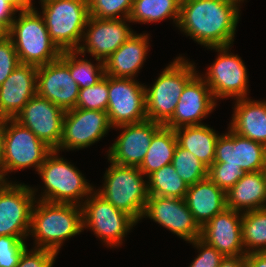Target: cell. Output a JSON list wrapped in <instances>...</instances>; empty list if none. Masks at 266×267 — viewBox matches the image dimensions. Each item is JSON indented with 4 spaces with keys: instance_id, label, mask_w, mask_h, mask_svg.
<instances>
[{
    "instance_id": "cell-35",
    "label": "cell",
    "mask_w": 266,
    "mask_h": 267,
    "mask_svg": "<svg viewBox=\"0 0 266 267\" xmlns=\"http://www.w3.org/2000/svg\"><path fill=\"white\" fill-rule=\"evenodd\" d=\"M132 3L133 0H87L89 16L98 19H128Z\"/></svg>"
},
{
    "instance_id": "cell-5",
    "label": "cell",
    "mask_w": 266,
    "mask_h": 267,
    "mask_svg": "<svg viewBox=\"0 0 266 267\" xmlns=\"http://www.w3.org/2000/svg\"><path fill=\"white\" fill-rule=\"evenodd\" d=\"M110 163L104 174V186L96 192L138 222L143 218L149 197L148 183L138 167Z\"/></svg>"
},
{
    "instance_id": "cell-17",
    "label": "cell",
    "mask_w": 266,
    "mask_h": 267,
    "mask_svg": "<svg viewBox=\"0 0 266 267\" xmlns=\"http://www.w3.org/2000/svg\"><path fill=\"white\" fill-rule=\"evenodd\" d=\"M212 165L239 166L245 173L266 169V146L231 129L217 139Z\"/></svg>"
},
{
    "instance_id": "cell-3",
    "label": "cell",
    "mask_w": 266,
    "mask_h": 267,
    "mask_svg": "<svg viewBox=\"0 0 266 267\" xmlns=\"http://www.w3.org/2000/svg\"><path fill=\"white\" fill-rule=\"evenodd\" d=\"M18 16L9 27V38L20 64L39 67L58 60L62 51L51 40L43 16L35 8Z\"/></svg>"
},
{
    "instance_id": "cell-13",
    "label": "cell",
    "mask_w": 266,
    "mask_h": 267,
    "mask_svg": "<svg viewBox=\"0 0 266 267\" xmlns=\"http://www.w3.org/2000/svg\"><path fill=\"white\" fill-rule=\"evenodd\" d=\"M25 184L9 183L0 194V236L25 240L29 236L31 212L35 193ZM35 194V195H34Z\"/></svg>"
},
{
    "instance_id": "cell-33",
    "label": "cell",
    "mask_w": 266,
    "mask_h": 267,
    "mask_svg": "<svg viewBox=\"0 0 266 267\" xmlns=\"http://www.w3.org/2000/svg\"><path fill=\"white\" fill-rule=\"evenodd\" d=\"M171 164L187 186H191L207 178L208 167L197 159L196 156L180 147L178 144Z\"/></svg>"
},
{
    "instance_id": "cell-6",
    "label": "cell",
    "mask_w": 266,
    "mask_h": 267,
    "mask_svg": "<svg viewBox=\"0 0 266 267\" xmlns=\"http://www.w3.org/2000/svg\"><path fill=\"white\" fill-rule=\"evenodd\" d=\"M52 151L14 118L3 119L0 171L5 175L29 167L38 171Z\"/></svg>"
},
{
    "instance_id": "cell-42",
    "label": "cell",
    "mask_w": 266,
    "mask_h": 267,
    "mask_svg": "<svg viewBox=\"0 0 266 267\" xmlns=\"http://www.w3.org/2000/svg\"><path fill=\"white\" fill-rule=\"evenodd\" d=\"M17 12L5 1L0 0V20L10 27ZM15 16V17H14Z\"/></svg>"
},
{
    "instance_id": "cell-39",
    "label": "cell",
    "mask_w": 266,
    "mask_h": 267,
    "mask_svg": "<svg viewBox=\"0 0 266 267\" xmlns=\"http://www.w3.org/2000/svg\"><path fill=\"white\" fill-rule=\"evenodd\" d=\"M190 243L199 249L200 253L193 260L189 267H218L221 261L225 258L222 253L205 243L200 238L195 239Z\"/></svg>"
},
{
    "instance_id": "cell-26",
    "label": "cell",
    "mask_w": 266,
    "mask_h": 267,
    "mask_svg": "<svg viewBox=\"0 0 266 267\" xmlns=\"http://www.w3.org/2000/svg\"><path fill=\"white\" fill-rule=\"evenodd\" d=\"M229 128L239 136L266 146V101L236 100Z\"/></svg>"
},
{
    "instance_id": "cell-4",
    "label": "cell",
    "mask_w": 266,
    "mask_h": 267,
    "mask_svg": "<svg viewBox=\"0 0 266 267\" xmlns=\"http://www.w3.org/2000/svg\"><path fill=\"white\" fill-rule=\"evenodd\" d=\"M196 74L194 63L184 57L174 59L152 87H145L147 119L164 126L172 118L185 85Z\"/></svg>"
},
{
    "instance_id": "cell-19",
    "label": "cell",
    "mask_w": 266,
    "mask_h": 267,
    "mask_svg": "<svg viewBox=\"0 0 266 267\" xmlns=\"http://www.w3.org/2000/svg\"><path fill=\"white\" fill-rule=\"evenodd\" d=\"M37 95L64 111L76 107L79 86L69 68L60 60L37 67Z\"/></svg>"
},
{
    "instance_id": "cell-31",
    "label": "cell",
    "mask_w": 266,
    "mask_h": 267,
    "mask_svg": "<svg viewBox=\"0 0 266 267\" xmlns=\"http://www.w3.org/2000/svg\"><path fill=\"white\" fill-rule=\"evenodd\" d=\"M241 234L245 254L266 251V208L242 212Z\"/></svg>"
},
{
    "instance_id": "cell-21",
    "label": "cell",
    "mask_w": 266,
    "mask_h": 267,
    "mask_svg": "<svg viewBox=\"0 0 266 267\" xmlns=\"http://www.w3.org/2000/svg\"><path fill=\"white\" fill-rule=\"evenodd\" d=\"M240 213V214H239ZM242 212L226 208L201 227L200 239L226 256H245Z\"/></svg>"
},
{
    "instance_id": "cell-22",
    "label": "cell",
    "mask_w": 266,
    "mask_h": 267,
    "mask_svg": "<svg viewBox=\"0 0 266 267\" xmlns=\"http://www.w3.org/2000/svg\"><path fill=\"white\" fill-rule=\"evenodd\" d=\"M37 67L19 64L0 86V118H15L37 94Z\"/></svg>"
},
{
    "instance_id": "cell-10",
    "label": "cell",
    "mask_w": 266,
    "mask_h": 267,
    "mask_svg": "<svg viewBox=\"0 0 266 267\" xmlns=\"http://www.w3.org/2000/svg\"><path fill=\"white\" fill-rule=\"evenodd\" d=\"M231 46L209 47L219 52L213 65L208 67L205 82L209 86L214 99L247 97L248 75L244 62L238 55L229 54Z\"/></svg>"
},
{
    "instance_id": "cell-29",
    "label": "cell",
    "mask_w": 266,
    "mask_h": 267,
    "mask_svg": "<svg viewBox=\"0 0 266 267\" xmlns=\"http://www.w3.org/2000/svg\"><path fill=\"white\" fill-rule=\"evenodd\" d=\"M181 0H133L128 19L131 22L149 23L172 18L178 25Z\"/></svg>"
},
{
    "instance_id": "cell-32",
    "label": "cell",
    "mask_w": 266,
    "mask_h": 267,
    "mask_svg": "<svg viewBox=\"0 0 266 267\" xmlns=\"http://www.w3.org/2000/svg\"><path fill=\"white\" fill-rule=\"evenodd\" d=\"M77 50L62 51L60 60L69 68L71 77L76 81L79 89L94 86L104 76V62L98 60L94 65L87 59H78Z\"/></svg>"
},
{
    "instance_id": "cell-15",
    "label": "cell",
    "mask_w": 266,
    "mask_h": 267,
    "mask_svg": "<svg viewBox=\"0 0 266 267\" xmlns=\"http://www.w3.org/2000/svg\"><path fill=\"white\" fill-rule=\"evenodd\" d=\"M126 21L131 22L127 18L98 19L89 16L82 38L85 44H80L77 52L82 56L89 52L96 61L104 62L134 34Z\"/></svg>"
},
{
    "instance_id": "cell-41",
    "label": "cell",
    "mask_w": 266,
    "mask_h": 267,
    "mask_svg": "<svg viewBox=\"0 0 266 267\" xmlns=\"http://www.w3.org/2000/svg\"><path fill=\"white\" fill-rule=\"evenodd\" d=\"M244 258L247 267H266V251L248 253Z\"/></svg>"
},
{
    "instance_id": "cell-12",
    "label": "cell",
    "mask_w": 266,
    "mask_h": 267,
    "mask_svg": "<svg viewBox=\"0 0 266 267\" xmlns=\"http://www.w3.org/2000/svg\"><path fill=\"white\" fill-rule=\"evenodd\" d=\"M110 128L107 112L80 108L65 111L62 138L56 151L88 147L104 137Z\"/></svg>"
},
{
    "instance_id": "cell-9",
    "label": "cell",
    "mask_w": 266,
    "mask_h": 267,
    "mask_svg": "<svg viewBox=\"0 0 266 267\" xmlns=\"http://www.w3.org/2000/svg\"><path fill=\"white\" fill-rule=\"evenodd\" d=\"M81 208L83 230L87 227L92 229L107 246L121 245L125 234L138 223L95 191L81 204Z\"/></svg>"
},
{
    "instance_id": "cell-36",
    "label": "cell",
    "mask_w": 266,
    "mask_h": 267,
    "mask_svg": "<svg viewBox=\"0 0 266 267\" xmlns=\"http://www.w3.org/2000/svg\"><path fill=\"white\" fill-rule=\"evenodd\" d=\"M245 174L239 166L232 165H211L208 168L207 177L219 188L227 192Z\"/></svg>"
},
{
    "instance_id": "cell-30",
    "label": "cell",
    "mask_w": 266,
    "mask_h": 267,
    "mask_svg": "<svg viewBox=\"0 0 266 267\" xmlns=\"http://www.w3.org/2000/svg\"><path fill=\"white\" fill-rule=\"evenodd\" d=\"M148 179L149 196L185 199L188 186L176 173L172 164L153 172Z\"/></svg>"
},
{
    "instance_id": "cell-28",
    "label": "cell",
    "mask_w": 266,
    "mask_h": 267,
    "mask_svg": "<svg viewBox=\"0 0 266 267\" xmlns=\"http://www.w3.org/2000/svg\"><path fill=\"white\" fill-rule=\"evenodd\" d=\"M177 146L175 131L162 126L152 137L151 145L138 167L148 177L163 166L171 164Z\"/></svg>"
},
{
    "instance_id": "cell-48",
    "label": "cell",
    "mask_w": 266,
    "mask_h": 267,
    "mask_svg": "<svg viewBox=\"0 0 266 267\" xmlns=\"http://www.w3.org/2000/svg\"><path fill=\"white\" fill-rule=\"evenodd\" d=\"M40 1H41V5H44V4L51 2V1H54V0H40ZM29 5H30L31 9H34L32 0H29Z\"/></svg>"
},
{
    "instance_id": "cell-16",
    "label": "cell",
    "mask_w": 266,
    "mask_h": 267,
    "mask_svg": "<svg viewBox=\"0 0 266 267\" xmlns=\"http://www.w3.org/2000/svg\"><path fill=\"white\" fill-rule=\"evenodd\" d=\"M145 216L189 243L200 238L201 227L194 220L185 199L149 196Z\"/></svg>"
},
{
    "instance_id": "cell-45",
    "label": "cell",
    "mask_w": 266,
    "mask_h": 267,
    "mask_svg": "<svg viewBox=\"0 0 266 267\" xmlns=\"http://www.w3.org/2000/svg\"><path fill=\"white\" fill-rule=\"evenodd\" d=\"M9 37V27L0 20V41L5 40Z\"/></svg>"
},
{
    "instance_id": "cell-8",
    "label": "cell",
    "mask_w": 266,
    "mask_h": 267,
    "mask_svg": "<svg viewBox=\"0 0 266 267\" xmlns=\"http://www.w3.org/2000/svg\"><path fill=\"white\" fill-rule=\"evenodd\" d=\"M41 8L51 40L61 51L77 50L89 18L87 0H54Z\"/></svg>"
},
{
    "instance_id": "cell-18",
    "label": "cell",
    "mask_w": 266,
    "mask_h": 267,
    "mask_svg": "<svg viewBox=\"0 0 266 267\" xmlns=\"http://www.w3.org/2000/svg\"><path fill=\"white\" fill-rule=\"evenodd\" d=\"M163 125L149 119L114 127L123 132L108 149V160L115 164L139 167L151 145L153 135Z\"/></svg>"
},
{
    "instance_id": "cell-37",
    "label": "cell",
    "mask_w": 266,
    "mask_h": 267,
    "mask_svg": "<svg viewBox=\"0 0 266 267\" xmlns=\"http://www.w3.org/2000/svg\"><path fill=\"white\" fill-rule=\"evenodd\" d=\"M26 248L20 237L0 236V267H16Z\"/></svg>"
},
{
    "instance_id": "cell-40",
    "label": "cell",
    "mask_w": 266,
    "mask_h": 267,
    "mask_svg": "<svg viewBox=\"0 0 266 267\" xmlns=\"http://www.w3.org/2000/svg\"><path fill=\"white\" fill-rule=\"evenodd\" d=\"M20 64L13 42L8 37L0 41V86Z\"/></svg>"
},
{
    "instance_id": "cell-14",
    "label": "cell",
    "mask_w": 266,
    "mask_h": 267,
    "mask_svg": "<svg viewBox=\"0 0 266 267\" xmlns=\"http://www.w3.org/2000/svg\"><path fill=\"white\" fill-rule=\"evenodd\" d=\"M64 114L60 107L36 94L14 119L52 150H57L62 138Z\"/></svg>"
},
{
    "instance_id": "cell-7",
    "label": "cell",
    "mask_w": 266,
    "mask_h": 267,
    "mask_svg": "<svg viewBox=\"0 0 266 267\" xmlns=\"http://www.w3.org/2000/svg\"><path fill=\"white\" fill-rule=\"evenodd\" d=\"M45 190L39 200L52 203H67L81 206L82 197L87 198L94 188L81 172L53 150L38 170Z\"/></svg>"
},
{
    "instance_id": "cell-46",
    "label": "cell",
    "mask_w": 266,
    "mask_h": 267,
    "mask_svg": "<svg viewBox=\"0 0 266 267\" xmlns=\"http://www.w3.org/2000/svg\"><path fill=\"white\" fill-rule=\"evenodd\" d=\"M5 176L6 175L0 171V194L6 188V186L10 183V181L6 180L7 178Z\"/></svg>"
},
{
    "instance_id": "cell-11",
    "label": "cell",
    "mask_w": 266,
    "mask_h": 267,
    "mask_svg": "<svg viewBox=\"0 0 266 267\" xmlns=\"http://www.w3.org/2000/svg\"><path fill=\"white\" fill-rule=\"evenodd\" d=\"M145 87L132 78L108 76L107 114L110 125L116 126L147 120Z\"/></svg>"
},
{
    "instance_id": "cell-23",
    "label": "cell",
    "mask_w": 266,
    "mask_h": 267,
    "mask_svg": "<svg viewBox=\"0 0 266 267\" xmlns=\"http://www.w3.org/2000/svg\"><path fill=\"white\" fill-rule=\"evenodd\" d=\"M148 38V34L134 33L104 61L105 75L134 79L146 60Z\"/></svg>"
},
{
    "instance_id": "cell-24",
    "label": "cell",
    "mask_w": 266,
    "mask_h": 267,
    "mask_svg": "<svg viewBox=\"0 0 266 267\" xmlns=\"http://www.w3.org/2000/svg\"><path fill=\"white\" fill-rule=\"evenodd\" d=\"M185 202L200 227L227 208L226 192L208 177L188 186Z\"/></svg>"
},
{
    "instance_id": "cell-34",
    "label": "cell",
    "mask_w": 266,
    "mask_h": 267,
    "mask_svg": "<svg viewBox=\"0 0 266 267\" xmlns=\"http://www.w3.org/2000/svg\"><path fill=\"white\" fill-rule=\"evenodd\" d=\"M108 107V75H105L94 86L79 89L75 108L107 111Z\"/></svg>"
},
{
    "instance_id": "cell-44",
    "label": "cell",
    "mask_w": 266,
    "mask_h": 267,
    "mask_svg": "<svg viewBox=\"0 0 266 267\" xmlns=\"http://www.w3.org/2000/svg\"><path fill=\"white\" fill-rule=\"evenodd\" d=\"M7 2L16 12L26 11L31 9L29 0H3Z\"/></svg>"
},
{
    "instance_id": "cell-25",
    "label": "cell",
    "mask_w": 266,
    "mask_h": 267,
    "mask_svg": "<svg viewBox=\"0 0 266 267\" xmlns=\"http://www.w3.org/2000/svg\"><path fill=\"white\" fill-rule=\"evenodd\" d=\"M227 208L246 212L266 208L265 170L245 173L243 177L226 192Z\"/></svg>"
},
{
    "instance_id": "cell-27",
    "label": "cell",
    "mask_w": 266,
    "mask_h": 267,
    "mask_svg": "<svg viewBox=\"0 0 266 267\" xmlns=\"http://www.w3.org/2000/svg\"><path fill=\"white\" fill-rule=\"evenodd\" d=\"M177 144L188 150L208 168L213 164L220 135L205 124L175 129Z\"/></svg>"
},
{
    "instance_id": "cell-38",
    "label": "cell",
    "mask_w": 266,
    "mask_h": 267,
    "mask_svg": "<svg viewBox=\"0 0 266 267\" xmlns=\"http://www.w3.org/2000/svg\"><path fill=\"white\" fill-rule=\"evenodd\" d=\"M57 253L41 248L28 251L26 248L20 256L16 267H53Z\"/></svg>"
},
{
    "instance_id": "cell-2",
    "label": "cell",
    "mask_w": 266,
    "mask_h": 267,
    "mask_svg": "<svg viewBox=\"0 0 266 267\" xmlns=\"http://www.w3.org/2000/svg\"><path fill=\"white\" fill-rule=\"evenodd\" d=\"M29 235L35 237V248L58 254L63 241L83 231L82 208L76 204L35 200Z\"/></svg>"
},
{
    "instance_id": "cell-1",
    "label": "cell",
    "mask_w": 266,
    "mask_h": 267,
    "mask_svg": "<svg viewBox=\"0 0 266 267\" xmlns=\"http://www.w3.org/2000/svg\"><path fill=\"white\" fill-rule=\"evenodd\" d=\"M243 0H181L178 27L207 48L232 46ZM239 4V5H238Z\"/></svg>"
},
{
    "instance_id": "cell-43",
    "label": "cell",
    "mask_w": 266,
    "mask_h": 267,
    "mask_svg": "<svg viewBox=\"0 0 266 267\" xmlns=\"http://www.w3.org/2000/svg\"><path fill=\"white\" fill-rule=\"evenodd\" d=\"M218 267H247L244 256H226Z\"/></svg>"
},
{
    "instance_id": "cell-20",
    "label": "cell",
    "mask_w": 266,
    "mask_h": 267,
    "mask_svg": "<svg viewBox=\"0 0 266 267\" xmlns=\"http://www.w3.org/2000/svg\"><path fill=\"white\" fill-rule=\"evenodd\" d=\"M216 107V100L204 78L195 75L184 87L172 118L164 125L173 130L202 125L201 120L207 117Z\"/></svg>"
},
{
    "instance_id": "cell-47",
    "label": "cell",
    "mask_w": 266,
    "mask_h": 267,
    "mask_svg": "<svg viewBox=\"0 0 266 267\" xmlns=\"http://www.w3.org/2000/svg\"><path fill=\"white\" fill-rule=\"evenodd\" d=\"M2 128H3V119L0 118V162H1V148H2Z\"/></svg>"
}]
</instances>
